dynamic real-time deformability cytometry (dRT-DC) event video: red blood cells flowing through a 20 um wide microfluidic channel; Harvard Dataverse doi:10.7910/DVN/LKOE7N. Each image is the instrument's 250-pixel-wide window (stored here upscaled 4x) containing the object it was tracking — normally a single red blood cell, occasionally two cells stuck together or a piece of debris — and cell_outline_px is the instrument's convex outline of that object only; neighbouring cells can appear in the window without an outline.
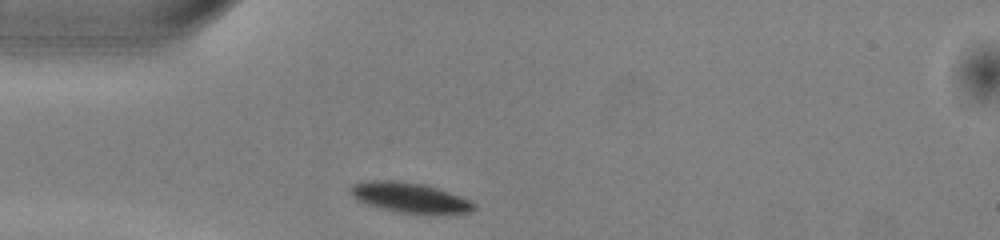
{"species": "common noctule bat (a hibernating species)", "species_latin": "Nyctalus noctula", "temperature_condition": "warm", "stored_images_in_passage": 38, "camera_frame_rate_fps": 3000, "um_per_image_px": 0.085, "animal": {"sex": "male", "body_mass_g": 13.0, "forearm_length_mm": 53.1}, "frame": {"image": 1, "passage_image": 1, "time_ms": 0.0, "image_size_px": [1000, 240], "cell_outline_px": [[476, 208], [472, 212], [396, 212], [380, 208], [368, 204], [352, 196], [348, 192], [348, 188], [352, 184], [368, 180], [396, 180], [424, 184], [460, 196], [476, 204]], "centroid_in_image_um": [34.75, 16.76], "position_along_channel_um": 50.3, "area_um2": 21.15}}
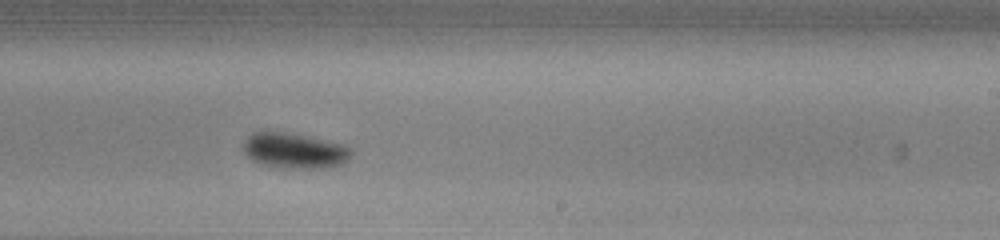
{"frame": {"image": 2, "passage_image": 18, "time_ms": 5.667, "image_size_px": [1000, 240], "cell_outline_px": [[352, 152], [348, 160], [344, 164], [324, 168], [292, 168], [260, 164], [252, 160], [244, 152], [244, 140], [252, 132], [260, 128], [268, 128], [344, 144], [352, 148]], "centroid_in_image_um": [25.0, 12.76], "position_along_channel_um": 264.0, "area_um2": 22.89}}
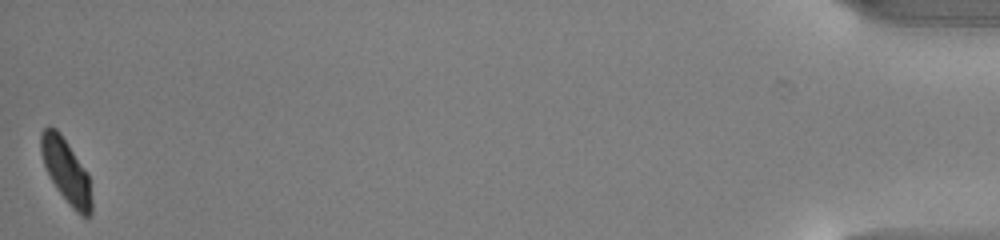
{"frame": {"image": 3, "passage_image": 38, "time_ms": 12.333, "image_size_px": [1000, 240], "cell_outline_px": [[92, 212], [84, 220], [68, 204], [52, 180], [44, 164], [40, 152], [40, 132], [48, 124], [56, 128], [60, 132], [88, 172], [92, 200]], "centroid_in_image_um": [5.63, 14.53], "position_along_channel_um": 429.6, "area_um2": 19.13}, "authors_computed_cell_mechanics": {"area_um2": 21.2704, "velocity_mm_per_s": 3.989, "shape_relaxation_time_tau1_ms": 1.5071, "shape_relaxation_time_tau2_ms": null, "deformation_change_tau1": 0.0986, "deformation_change_tau2": null}}